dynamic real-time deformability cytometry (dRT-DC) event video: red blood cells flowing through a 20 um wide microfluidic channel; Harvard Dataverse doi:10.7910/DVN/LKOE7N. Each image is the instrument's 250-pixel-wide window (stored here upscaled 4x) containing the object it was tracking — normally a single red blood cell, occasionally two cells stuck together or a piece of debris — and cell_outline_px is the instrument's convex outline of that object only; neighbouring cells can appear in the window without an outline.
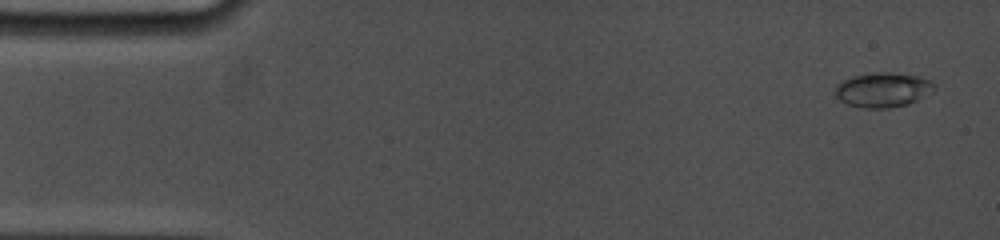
{"species": "common noctule bat (a hibernating species)", "species_latin": "Nyctalus noctula", "temperature_condition": "cold", "stored_images_in_passage": 5, "camera_frame_rate_fps": 5000, "um_per_image_px": 0.085, "animal": {"sex": "female", "body_mass_g": 19.0, "forearm_length_mm": 53.3}, "frame": {"image": 1, "passage_image": 1, "time_ms": 0.0, "image_size_px": [1000, 240], "cell_outline_px": [[936, 88], [932, 92], [908, 104], [888, 108], [864, 108], [848, 104], [840, 100], [836, 96], [836, 84], [852, 76], [876, 72], [892, 72], [916, 76], [932, 80], [936, 84]], "centroid_in_image_um": [75.07, 7.63], "position_along_channel_um": 9.9, "area_um2": 20.0}}